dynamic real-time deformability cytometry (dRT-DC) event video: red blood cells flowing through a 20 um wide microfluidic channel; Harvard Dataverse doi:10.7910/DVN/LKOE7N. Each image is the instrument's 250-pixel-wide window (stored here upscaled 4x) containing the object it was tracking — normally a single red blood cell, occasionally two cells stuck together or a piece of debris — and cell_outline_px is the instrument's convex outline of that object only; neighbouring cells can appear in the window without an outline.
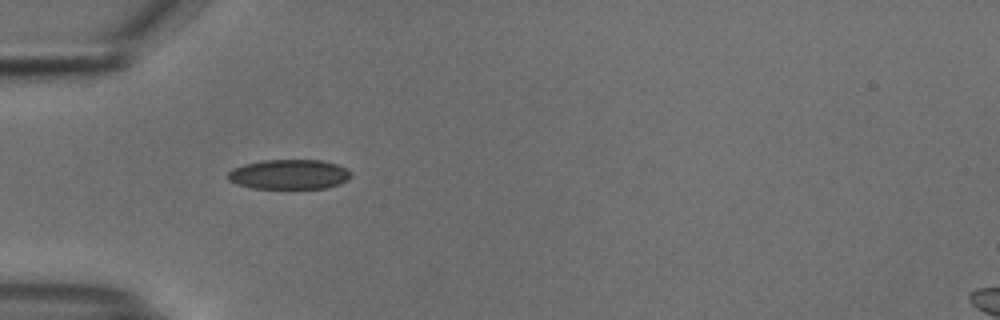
{"species": "common noctule bat (a hibernating species)", "species_latin": "Nyctalus noctula", "temperature_condition": "cold", "stored_images_in_passage": 38, "camera_frame_rate_fps": 3000, "um_per_image_px": 0.085, "animal": {"sex": "male", "body_mass_g": 18.8}, "frame": {"image": 1, "passage_image": 1, "time_ms": 0.0, "image_size_px": [1000, 320], "cell_outline_px": [[352, 176], [348, 180], [340, 184], [328, 188], [252, 188], [236, 184], [228, 180], [228, 172], [232, 168], [244, 164], [264, 160], [320, 160], [336, 164], [352, 172]], "centroid_in_image_um": [24.58, 14.82], "position_along_channel_um": 60.4, "area_um2": 21.44}}
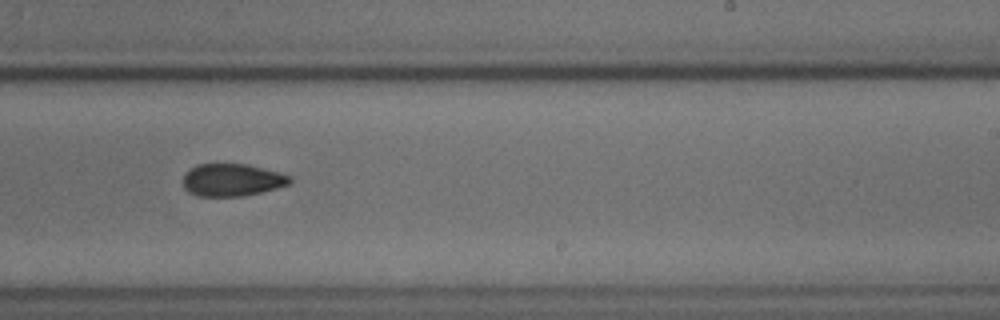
{"frame": {"image": 2, "passage_image": 18, "time_ms": 5.667, "image_size_px": [1000, 320], "cell_outline_px": [[292, 180], [288, 184], [276, 188], [244, 196], [196, 196], [188, 192], [184, 188], [184, 176], [196, 164], [248, 164], [280, 172], [292, 176]], "centroid_in_image_um": [19.74, 15.29], "position_along_channel_um": 269.3, "area_um2": 20.17}}
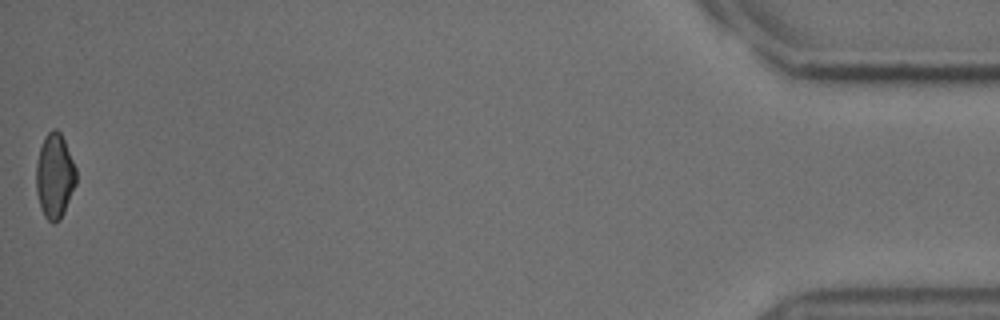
{"frame": {"image": 3, "passage_image": 38, "time_ms": 12.333, "image_size_px": [1000, 320], "cell_outline_px": [[76, 184], [64, 212], [60, 220], [52, 224], [44, 216], [36, 192], [36, 164], [40, 148], [44, 136], [52, 128], [56, 128], [60, 132], [64, 140], [76, 168]], "centroid_in_image_um": [4.64, 14.95], "position_along_channel_um": 430.6, "area_um2": 19.77}, "authors_computed_cell_mechanics": {"area_um2": 20.3745, "velocity_mm_per_s": 3.7519, "shape_relaxation_time_tau1_ms": 6.1057, "shape_relaxation_time_tau2_ms": 7.815, "deformation_change_tau1": 0.1202, "deformation_change_tau2": 0.1439}}